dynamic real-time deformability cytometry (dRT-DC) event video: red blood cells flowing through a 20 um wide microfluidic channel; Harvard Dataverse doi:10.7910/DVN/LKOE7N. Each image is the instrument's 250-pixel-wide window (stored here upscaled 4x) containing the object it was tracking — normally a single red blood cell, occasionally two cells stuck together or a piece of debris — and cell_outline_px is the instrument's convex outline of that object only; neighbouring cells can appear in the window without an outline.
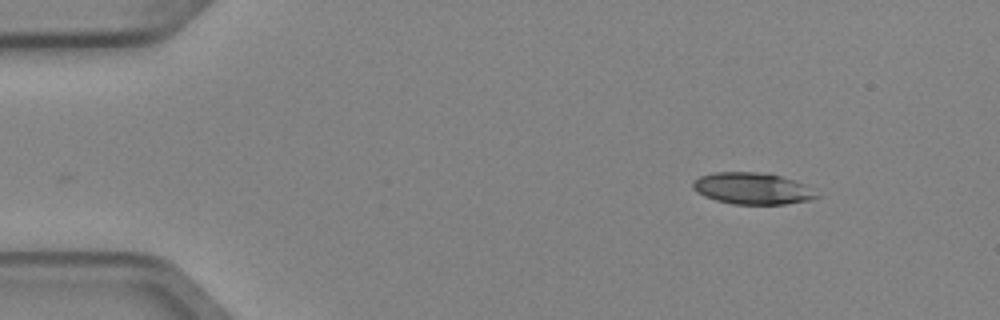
{"species": "Egyptian fruit bat (a non-hibernating species)", "species_latin": "Rousettus aegyptiacus", "temperature_condition": "cold", "stored_images_in_passage": 2, "camera_frame_rate_fps": 3000, "um_per_image_px": 0.085, "animal": {"sex": "female"}, "frame": {"image": 1, "passage_image": 2, "time_ms": 0.333, "image_size_px": [1000, 320], "cell_outline_px": [[824, 196], [808, 200], [784, 204], [732, 204], [716, 200], [704, 196], [696, 192], [692, 188], [692, 180], [700, 176], [712, 172], [756, 172], [780, 176], [804, 184]], "centroid_in_image_um": [63.93, 16.02], "position_along_channel_um": 21.1, "area_um2": 22.89}}